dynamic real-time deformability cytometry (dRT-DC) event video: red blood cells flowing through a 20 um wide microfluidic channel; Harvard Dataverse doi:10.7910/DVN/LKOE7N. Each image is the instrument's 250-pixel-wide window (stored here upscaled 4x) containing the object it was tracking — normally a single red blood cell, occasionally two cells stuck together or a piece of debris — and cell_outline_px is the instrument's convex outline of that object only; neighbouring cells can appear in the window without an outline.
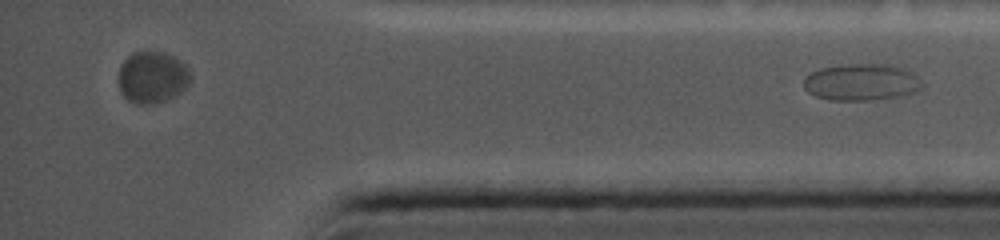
{"species": "common noctule bat (a hibernating species)", "species_latin": "Nyctalus noctula", "temperature_condition": "cold", "stored_images_in_passage": 53, "segment_of_instrument_passage": [2, 2], "camera_frame_rate_fps": 5000, "um_per_image_px": 0.085, "animal": {"sex": "female", "body_mass_g": 19.0, "forearm_length_mm": 56.7}, "frame": {"image": 1, "passage_image": 53, "time_ms": 14.0, "image_size_px": [1000, 240], "cell_outline_px": [[924, 88], [920, 92], [900, 96], [868, 100], [828, 100], [816, 96], [808, 92], [804, 88], [804, 76], [820, 68], [848, 64], [896, 64], [912, 72], [920, 80]], "centroid_in_image_um": [73.26, 6.98], "position_along_channel_um": 361.9, "area_um2": 25.72}}